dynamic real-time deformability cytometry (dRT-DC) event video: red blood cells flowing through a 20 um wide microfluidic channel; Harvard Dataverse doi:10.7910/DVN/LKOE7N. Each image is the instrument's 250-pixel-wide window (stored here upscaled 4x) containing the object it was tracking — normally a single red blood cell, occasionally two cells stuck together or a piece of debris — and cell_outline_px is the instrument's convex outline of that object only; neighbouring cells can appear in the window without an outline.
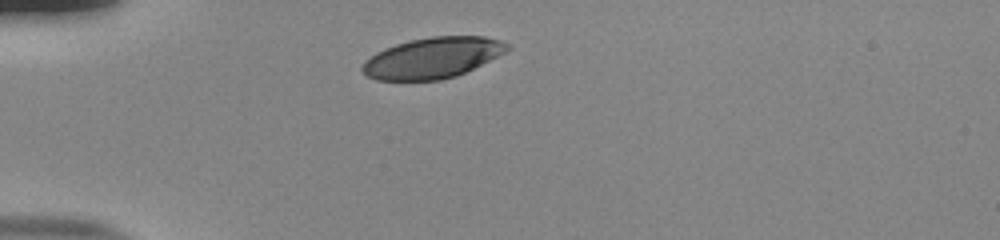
{"species": "human", "species_latin": "Homo sapiens", "temperature_condition": "room temperature", "stored_images_in_passage": 31, "camera_frame_rate_fps": 3000, "um_per_image_px": 0.085, "donor": {"sex": "male"}, "frame": {"image": 1, "passage_image": 1, "time_ms": 0.0, "image_size_px": [1000, 240], "cell_outline_px": [[508, 48], [504, 52], [456, 76], [440, 80], [376, 80], [368, 76], [360, 68], [364, 60], [376, 52], [384, 48], [396, 44], [412, 40], [432, 36], [484, 36], [500, 40], [508, 44]], "centroid_in_image_um": [36.7, 4.91], "position_along_channel_um": 48.3, "area_um2": 34.04}}
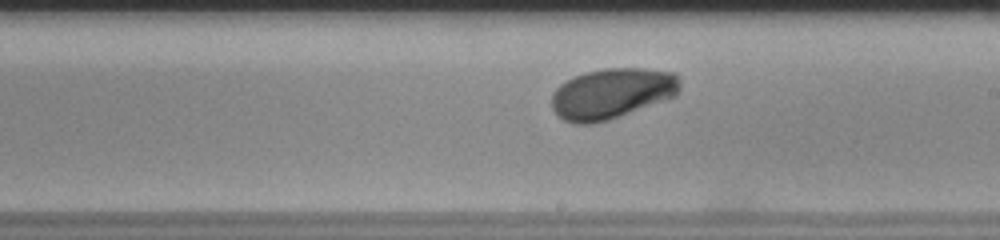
{"frame": {"image": 2, "passage_image": 18, "time_ms": 5.667, "image_size_px": [1000, 240], "cell_outline_px": [[680, 88], [676, 96], [608, 120], [592, 124], [576, 124], [564, 120], [552, 108], [552, 96], [556, 88], [560, 84], [584, 72], [604, 68], [644, 68], [676, 72], [680, 80]], "centroid_in_image_um": [52.04, 7.93], "position_along_channel_um": 237.0, "area_um2": 37.8}}
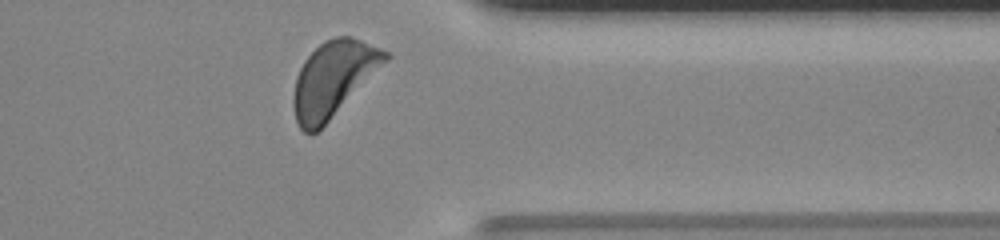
{"frame": {"image": 3, "passage_image": 30, "time_ms": 9.667, "image_size_px": [1000, 240], "cell_outline_px": [[392, 56], [316, 132], [304, 132], [300, 128], [296, 120], [292, 104], [292, 96], [296, 76], [304, 60], [324, 40], [336, 36], [352, 36], [380, 48], [388, 52]], "centroid_in_image_um": [28.3, 6.67], "position_along_channel_um": 383.1, "area_um2": 39.59}, "authors_computed_cell_mechanics": {"area_um2": 37.1076, "velocity_mm_per_s": 3.7807, "shape_relaxation_time_tau1_ms": 2.6591, "shape_relaxation_time_tau2_ms": null, "deformation_change_tau1": 0.1464, "deformation_change_tau2": null}}